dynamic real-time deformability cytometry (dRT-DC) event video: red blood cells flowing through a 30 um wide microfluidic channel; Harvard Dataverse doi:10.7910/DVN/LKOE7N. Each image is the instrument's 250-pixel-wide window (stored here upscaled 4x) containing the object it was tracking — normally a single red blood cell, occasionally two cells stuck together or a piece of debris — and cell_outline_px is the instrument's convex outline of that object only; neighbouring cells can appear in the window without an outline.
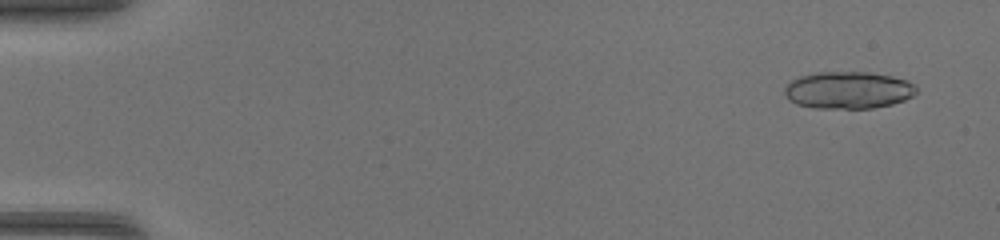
{"species": "common noctule bat (a hibernating species)", "species_latin": "Nyctalus noctula", "temperature_condition": "warm", "stored_images_in_passage": 18, "camera_frame_rate_fps": 3000, "um_per_image_px": 0.085, "animal": {"sex": "female", "body_mass_g": 17.0, "forearm_length_mm": 48.0}, "frame": {"image": 1, "passage_image": 3, "time_ms": 0.667, "image_size_px": [1000, 240], "cell_outline_px": [[916, 92], [912, 96], [904, 100], [892, 104], [872, 108], [816, 108], [796, 104], [788, 100], [784, 96], [784, 88], [792, 80], [800, 76], [816, 72], [868, 72], [892, 76], [908, 80], [916, 84]], "centroid_in_image_um": [72.09, 7.66], "position_along_channel_um": 12.9, "area_um2": 28.73}}
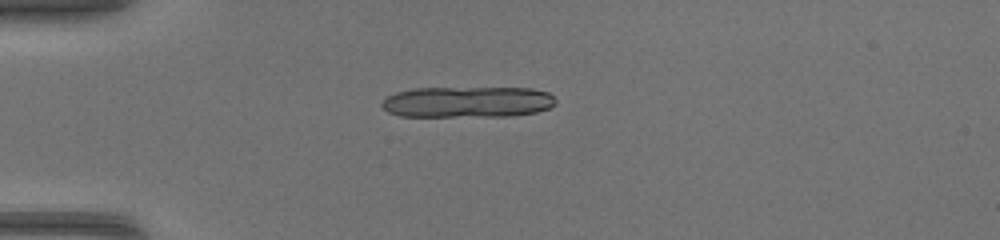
{"frame": {"image": 2, "passage_image": 13, "time_ms": 4.0, "image_size_px": [1000, 240], "cell_outline_px": [[556, 104], [548, 108], [536, 112], [512, 116], [400, 116], [388, 112], [380, 104], [388, 96], [396, 92], [412, 88], [532, 88], [548, 92], [556, 100]], "centroid_in_image_um": [39.75, 8.66], "position_along_channel_um": 45.3, "area_um2": 31.56}}